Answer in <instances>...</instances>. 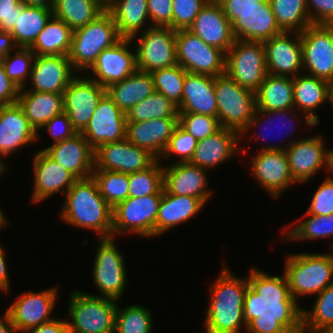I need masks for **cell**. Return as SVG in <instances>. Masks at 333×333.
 <instances>
[{"label":"cell","instance_id":"cell-1","mask_svg":"<svg viewBox=\"0 0 333 333\" xmlns=\"http://www.w3.org/2000/svg\"><path fill=\"white\" fill-rule=\"evenodd\" d=\"M282 274L271 276L251 269L243 306L248 333H303V309Z\"/></svg>","mask_w":333,"mask_h":333},{"label":"cell","instance_id":"cell-2","mask_svg":"<svg viewBox=\"0 0 333 333\" xmlns=\"http://www.w3.org/2000/svg\"><path fill=\"white\" fill-rule=\"evenodd\" d=\"M60 216L76 228L97 233L98 238L112 237L113 208L104 200L93 177L78 179L65 193Z\"/></svg>","mask_w":333,"mask_h":333},{"label":"cell","instance_id":"cell-3","mask_svg":"<svg viewBox=\"0 0 333 333\" xmlns=\"http://www.w3.org/2000/svg\"><path fill=\"white\" fill-rule=\"evenodd\" d=\"M222 269L211 284L205 330L206 333H240V328H247L243 318V306L249 285L248 278L239 279L224 265Z\"/></svg>","mask_w":333,"mask_h":333},{"label":"cell","instance_id":"cell-4","mask_svg":"<svg viewBox=\"0 0 333 333\" xmlns=\"http://www.w3.org/2000/svg\"><path fill=\"white\" fill-rule=\"evenodd\" d=\"M121 39L113 16L106 9L94 21L73 30L68 54L73 69L77 72L88 71L104 49Z\"/></svg>","mask_w":333,"mask_h":333},{"label":"cell","instance_id":"cell-5","mask_svg":"<svg viewBox=\"0 0 333 333\" xmlns=\"http://www.w3.org/2000/svg\"><path fill=\"white\" fill-rule=\"evenodd\" d=\"M284 274L290 294L297 301L299 296L317 295L333 284V260L329 253H291Z\"/></svg>","mask_w":333,"mask_h":333},{"label":"cell","instance_id":"cell-6","mask_svg":"<svg viewBox=\"0 0 333 333\" xmlns=\"http://www.w3.org/2000/svg\"><path fill=\"white\" fill-rule=\"evenodd\" d=\"M117 300L71 292L68 322L70 333H115Z\"/></svg>","mask_w":333,"mask_h":333},{"label":"cell","instance_id":"cell-7","mask_svg":"<svg viewBox=\"0 0 333 333\" xmlns=\"http://www.w3.org/2000/svg\"><path fill=\"white\" fill-rule=\"evenodd\" d=\"M214 89L221 127L241 134L255 112V92L241 87L226 73L214 77Z\"/></svg>","mask_w":333,"mask_h":333},{"label":"cell","instance_id":"cell-8","mask_svg":"<svg viewBox=\"0 0 333 333\" xmlns=\"http://www.w3.org/2000/svg\"><path fill=\"white\" fill-rule=\"evenodd\" d=\"M225 73L241 87L256 92L268 74L263 42L235 39L226 53Z\"/></svg>","mask_w":333,"mask_h":333},{"label":"cell","instance_id":"cell-9","mask_svg":"<svg viewBox=\"0 0 333 333\" xmlns=\"http://www.w3.org/2000/svg\"><path fill=\"white\" fill-rule=\"evenodd\" d=\"M162 194L128 197L112 211V237L121 233L156 236V219ZM115 235V236H114Z\"/></svg>","mask_w":333,"mask_h":333},{"label":"cell","instance_id":"cell-10","mask_svg":"<svg viewBox=\"0 0 333 333\" xmlns=\"http://www.w3.org/2000/svg\"><path fill=\"white\" fill-rule=\"evenodd\" d=\"M177 62L187 72L216 77L225 73L226 54L188 29L176 31Z\"/></svg>","mask_w":333,"mask_h":333},{"label":"cell","instance_id":"cell-11","mask_svg":"<svg viewBox=\"0 0 333 333\" xmlns=\"http://www.w3.org/2000/svg\"><path fill=\"white\" fill-rule=\"evenodd\" d=\"M139 35L135 47L138 70L151 73L178 64L175 30L148 25Z\"/></svg>","mask_w":333,"mask_h":333},{"label":"cell","instance_id":"cell-12","mask_svg":"<svg viewBox=\"0 0 333 333\" xmlns=\"http://www.w3.org/2000/svg\"><path fill=\"white\" fill-rule=\"evenodd\" d=\"M98 240L92 271L94 284L102 297L120 300L127 281L124 256L118 250L114 237Z\"/></svg>","mask_w":333,"mask_h":333},{"label":"cell","instance_id":"cell-13","mask_svg":"<svg viewBox=\"0 0 333 333\" xmlns=\"http://www.w3.org/2000/svg\"><path fill=\"white\" fill-rule=\"evenodd\" d=\"M300 37L307 75L333 81V25L311 24Z\"/></svg>","mask_w":333,"mask_h":333},{"label":"cell","instance_id":"cell-14","mask_svg":"<svg viewBox=\"0 0 333 333\" xmlns=\"http://www.w3.org/2000/svg\"><path fill=\"white\" fill-rule=\"evenodd\" d=\"M251 160V173L273 198H278L289 186L296 183L291 176L285 147L278 145L261 146Z\"/></svg>","mask_w":333,"mask_h":333},{"label":"cell","instance_id":"cell-15","mask_svg":"<svg viewBox=\"0 0 333 333\" xmlns=\"http://www.w3.org/2000/svg\"><path fill=\"white\" fill-rule=\"evenodd\" d=\"M325 139L316 135L306 139L289 140L285 153L288 158L291 176L296 183L309 182L322 168L329 171L333 149H325Z\"/></svg>","mask_w":333,"mask_h":333},{"label":"cell","instance_id":"cell-16","mask_svg":"<svg viewBox=\"0 0 333 333\" xmlns=\"http://www.w3.org/2000/svg\"><path fill=\"white\" fill-rule=\"evenodd\" d=\"M106 88L90 77L75 76L64 90V112L73 128L81 133L88 125Z\"/></svg>","mask_w":333,"mask_h":333},{"label":"cell","instance_id":"cell-17","mask_svg":"<svg viewBox=\"0 0 333 333\" xmlns=\"http://www.w3.org/2000/svg\"><path fill=\"white\" fill-rule=\"evenodd\" d=\"M157 158L127 139L100 145L94 150V170L134 173L150 167Z\"/></svg>","mask_w":333,"mask_h":333},{"label":"cell","instance_id":"cell-18","mask_svg":"<svg viewBox=\"0 0 333 333\" xmlns=\"http://www.w3.org/2000/svg\"><path fill=\"white\" fill-rule=\"evenodd\" d=\"M126 122V114L106 93L81 134L95 150L100 145L125 140Z\"/></svg>","mask_w":333,"mask_h":333},{"label":"cell","instance_id":"cell-19","mask_svg":"<svg viewBox=\"0 0 333 333\" xmlns=\"http://www.w3.org/2000/svg\"><path fill=\"white\" fill-rule=\"evenodd\" d=\"M58 287L42 290L41 292H24L7 308V313L19 333L38 327L49 322L51 313L56 305Z\"/></svg>","mask_w":333,"mask_h":333},{"label":"cell","instance_id":"cell-20","mask_svg":"<svg viewBox=\"0 0 333 333\" xmlns=\"http://www.w3.org/2000/svg\"><path fill=\"white\" fill-rule=\"evenodd\" d=\"M263 44L268 74L294 78L302 73L300 32H282L264 41Z\"/></svg>","mask_w":333,"mask_h":333},{"label":"cell","instance_id":"cell-21","mask_svg":"<svg viewBox=\"0 0 333 333\" xmlns=\"http://www.w3.org/2000/svg\"><path fill=\"white\" fill-rule=\"evenodd\" d=\"M132 39L122 38L112 47L104 49L96 62L87 71L93 74L92 80L107 88L113 83L122 81L137 70L136 49L128 50Z\"/></svg>","mask_w":333,"mask_h":333},{"label":"cell","instance_id":"cell-22","mask_svg":"<svg viewBox=\"0 0 333 333\" xmlns=\"http://www.w3.org/2000/svg\"><path fill=\"white\" fill-rule=\"evenodd\" d=\"M32 160L34 184L30 200L34 203L43 202L59 192L65 194L78 180L41 149L36 151Z\"/></svg>","mask_w":333,"mask_h":333},{"label":"cell","instance_id":"cell-23","mask_svg":"<svg viewBox=\"0 0 333 333\" xmlns=\"http://www.w3.org/2000/svg\"><path fill=\"white\" fill-rule=\"evenodd\" d=\"M188 30L225 54L235 41L232 24L217 0L206 2Z\"/></svg>","mask_w":333,"mask_h":333},{"label":"cell","instance_id":"cell-24","mask_svg":"<svg viewBox=\"0 0 333 333\" xmlns=\"http://www.w3.org/2000/svg\"><path fill=\"white\" fill-rule=\"evenodd\" d=\"M206 169L190 162L163 167V188L170 194L199 198L205 205L211 197Z\"/></svg>","mask_w":333,"mask_h":333},{"label":"cell","instance_id":"cell-25","mask_svg":"<svg viewBox=\"0 0 333 333\" xmlns=\"http://www.w3.org/2000/svg\"><path fill=\"white\" fill-rule=\"evenodd\" d=\"M38 133L25 117L18 103L0 106V165L6 170L2 157L15 153L18 148L38 141Z\"/></svg>","mask_w":333,"mask_h":333},{"label":"cell","instance_id":"cell-26","mask_svg":"<svg viewBox=\"0 0 333 333\" xmlns=\"http://www.w3.org/2000/svg\"><path fill=\"white\" fill-rule=\"evenodd\" d=\"M74 69L66 55L40 56L36 55L30 81V90L24 88L20 91H36L48 93H64L71 80L75 77Z\"/></svg>","mask_w":333,"mask_h":333},{"label":"cell","instance_id":"cell-27","mask_svg":"<svg viewBox=\"0 0 333 333\" xmlns=\"http://www.w3.org/2000/svg\"><path fill=\"white\" fill-rule=\"evenodd\" d=\"M77 179L92 177L94 150L81 133L42 149Z\"/></svg>","mask_w":333,"mask_h":333},{"label":"cell","instance_id":"cell-28","mask_svg":"<svg viewBox=\"0 0 333 333\" xmlns=\"http://www.w3.org/2000/svg\"><path fill=\"white\" fill-rule=\"evenodd\" d=\"M178 125L179 118L126 122V139L133 145L148 150L161 161V155Z\"/></svg>","mask_w":333,"mask_h":333},{"label":"cell","instance_id":"cell-29","mask_svg":"<svg viewBox=\"0 0 333 333\" xmlns=\"http://www.w3.org/2000/svg\"><path fill=\"white\" fill-rule=\"evenodd\" d=\"M235 39L264 42L284 32L278 25L269 0L259 5L257 10L243 11L232 23Z\"/></svg>","mask_w":333,"mask_h":333},{"label":"cell","instance_id":"cell-30","mask_svg":"<svg viewBox=\"0 0 333 333\" xmlns=\"http://www.w3.org/2000/svg\"><path fill=\"white\" fill-rule=\"evenodd\" d=\"M240 142L238 132L222 127L215 134L197 142L190 163L206 170L213 169L241 150Z\"/></svg>","mask_w":333,"mask_h":333},{"label":"cell","instance_id":"cell-31","mask_svg":"<svg viewBox=\"0 0 333 333\" xmlns=\"http://www.w3.org/2000/svg\"><path fill=\"white\" fill-rule=\"evenodd\" d=\"M178 111L217 117L214 77L187 72Z\"/></svg>","mask_w":333,"mask_h":333},{"label":"cell","instance_id":"cell-32","mask_svg":"<svg viewBox=\"0 0 333 333\" xmlns=\"http://www.w3.org/2000/svg\"><path fill=\"white\" fill-rule=\"evenodd\" d=\"M328 85L329 82L304 75V72L293 78L294 108L305 113L306 126L314 127L320 124L319 117L314 110L328 102Z\"/></svg>","mask_w":333,"mask_h":333},{"label":"cell","instance_id":"cell-33","mask_svg":"<svg viewBox=\"0 0 333 333\" xmlns=\"http://www.w3.org/2000/svg\"><path fill=\"white\" fill-rule=\"evenodd\" d=\"M204 206L199 198L174 195L163 189L156 219V236L189 221Z\"/></svg>","mask_w":333,"mask_h":333},{"label":"cell","instance_id":"cell-34","mask_svg":"<svg viewBox=\"0 0 333 333\" xmlns=\"http://www.w3.org/2000/svg\"><path fill=\"white\" fill-rule=\"evenodd\" d=\"M17 103L37 133L54 116L64 112L63 93L19 91Z\"/></svg>","mask_w":333,"mask_h":333},{"label":"cell","instance_id":"cell-35","mask_svg":"<svg viewBox=\"0 0 333 333\" xmlns=\"http://www.w3.org/2000/svg\"><path fill=\"white\" fill-rule=\"evenodd\" d=\"M154 91L152 75L138 69L122 81L106 88L108 96L125 114Z\"/></svg>","mask_w":333,"mask_h":333},{"label":"cell","instance_id":"cell-36","mask_svg":"<svg viewBox=\"0 0 333 333\" xmlns=\"http://www.w3.org/2000/svg\"><path fill=\"white\" fill-rule=\"evenodd\" d=\"M106 9L112 14L122 38L137 39V33L144 31L142 28L150 19L147 0H108Z\"/></svg>","mask_w":333,"mask_h":333},{"label":"cell","instance_id":"cell-37","mask_svg":"<svg viewBox=\"0 0 333 333\" xmlns=\"http://www.w3.org/2000/svg\"><path fill=\"white\" fill-rule=\"evenodd\" d=\"M256 109L275 111L294 108L293 78L267 74L255 92Z\"/></svg>","mask_w":333,"mask_h":333},{"label":"cell","instance_id":"cell-38","mask_svg":"<svg viewBox=\"0 0 333 333\" xmlns=\"http://www.w3.org/2000/svg\"><path fill=\"white\" fill-rule=\"evenodd\" d=\"M72 36L73 30L63 20L52 15L29 48L35 55L68 56Z\"/></svg>","mask_w":333,"mask_h":333},{"label":"cell","instance_id":"cell-39","mask_svg":"<svg viewBox=\"0 0 333 333\" xmlns=\"http://www.w3.org/2000/svg\"><path fill=\"white\" fill-rule=\"evenodd\" d=\"M105 10V0H56L53 15L75 30L94 21Z\"/></svg>","mask_w":333,"mask_h":333},{"label":"cell","instance_id":"cell-40","mask_svg":"<svg viewBox=\"0 0 333 333\" xmlns=\"http://www.w3.org/2000/svg\"><path fill=\"white\" fill-rule=\"evenodd\" d=\"M53 15V9L25 6L18 13L17 22L11 31L18 47H30Z\"/></svg>","mask_w":333,"mask_h":333},{"label":"cell","instance_id":"cell-41","mask_svg":"<svg viewBox=\"0 0 333 333\" xmlns=\"http://www.w3.org/2000/svg\"><path fill=\"white\" fill-rule=\"evenodd\" d=\"M279 27L284 32H303L312 22L306 0H269Z\"/></svg>","mask_w":333,"mask_h":333},{"label":"cell","instance_id":"cell-42","mask_svg":"<svg viewBox=\"0 0 333 333\" xmlns=\"http://www.w3.org/2000/svg\"><path fill=\"white\" fill-rule=\"evenodd\" d=\"M161 118H179V111L177 105L158 91H154L126 113L127 122H143Z\"/></svg>","mask_w":333,"mask_h":333},{"label":"cell","instance_id":"cell-43","mask_svg":"<svg viewBox=\"0 0 333 333\" xmlns=\"http://www.w3.org/2000/svg\"><path fill=\"white\" fill-rule=\"evenodd\" d=\"M313 309H303V333L333 331V284L316 295Z\"/></svg>","mask_w":333,"mask_h":333},{"label":"cell","instance_id":"cell-44","mask_svg":"<svg viewBox=\"0 0 333 333\" xmlns=\"http://www.w3.org/2000/svg\"><path fill=\"white\" fill-rule=\"evenodd\" d=\"M92 177L98 185L100 194L112 208L128 198L129 174L93 170Z\"/></svg>","mask_w":333,"mask_h":333},{"label":"cell","instance_id":"cell-45","mask_svg":"<svg viewBox=\"0 0 333 333\" xmlns=\"http://www.w3.org/2000/svg\"><path fill=\"white\" fill-rule=\"evenodd\" d=\"M304 216L306 221L293 226L283 234L285 241H303V240H316L322 238L333 237V214L329 215H312L307 212Z\"/></svg>","mask_w":333,"mask_h":333},{"label":"cell","instance_id":"cell-46","mask_svg":"<svg viewBox=\"0 0 333 333\" xmlns=\"http://www.w3.org/2000/svg\"><path fill=\"white\" fill-rule=\"evenodd\" d=\"M186 73L187 71L179 64L152 71L150 74L153 78L154 90L179 106L182 102Z\"/></svg>","mask_w":333,"mask_h":333},{"label":"cell","instance_id":"cell-47","mask_svg":"<svg viewBox=\"0 0 333 333\" xmlns=\"http://www.w3.org/2000/svg\"><path fill=\"white\" fill-rule=\"evenodd\" d=\"M163 189V166L159 159L150 167L129 174L128 197L162 194Z\"/></svg>","mask_w":333,"mask_h":333},{"label":"cell","instance_id":"cell-48","mask_svg":"<svg viewBox=\"0 0 333 333\" xmlns=\"http://www.w3.org/2000/svg\"><path fill=\"white\" fill-rule=\"evenodd\" d=\"M151 312L143 305L118 306L115 333H152Z\"/></svg>","mask_w":333,"mask_h":333},{"label":"cell","instance_id":"cell-49","mask_svg":"<svg viewBox=\"0 0 333 333\" xmlns=\"http://www.w3.org/2000/svg\"><path fill=\"white\" fill-rule=\"evenodd\" d=\"M34 52L29 47H17L16 54L5 56L2 61L6 75L20 88L26 87L31 77ZM27 78V80H26Z\"/></svg>","mask_w":333,"mask_h":333},{"label":"cell","instance_id":"cell-50","mask_svg":"<svg viewBox=\"0 0 333 333\" xmlns=\"http://www.w3.org/2000/svg\"><path fill=\"white\" fill-rule=\"evenodd\" d=\"M179 125L197 141L215 134L222 128L217 117L196 113H179Z\"/></svg>","mask_w":333,"mask_h":333},{"label":"cell","instance_id":"cell-51","mask_svg":"<svg viewBox=\"0 0 333 333\" xmlns=\"http://www.w3.org/2000/svg\"><path fill=\"white\" fill-rule=\"evenodd\" d=\"M197 140L178 125L161 157H169L171 154L178 155L180 158L176 162H190L197 145Z\"/></svg>","mask_w":333,"mask_h":333},{"label":"cell","instance_id":"cell-52","mask_svg":"<svg viewBox=\"0 0 333 333\" xmlns=\"http://www.w3.org/2000/svg\"><path fill=\"white\" fill-rule=\"evenodd\" d=\"M208 0H172V29H188Z\"/></svg>","mask_w":333,"mask_h":333},{"label":"cell","instance_id":"cell-53","mask_svg":"<svg viewBox=\"0 0 333 333\" xmlns=\"http://www.w3.org/2000/svg\"><path fill=\"white\" fill-rule=\"evenodd\" d=\"M312 215L333 214V178L327 177L317 188L306 211Z\"/></svg>","mask_w":333,"mask_h":333},{"label":"cell","instance_id":"cell-54","mask_svg":"<svg viewBox=\"0 0 333 333\" xmlns=\"http://www.w3.org/2000/svg\"><path fill=\"white\" fill-rule=\"evenodd\" d=\"M147 9L152 21L150 26L172 29V0H147Z\"/></svg>","mask_w":333,"mask_h":333},{"label":"cell","instance_id":"cell-55","mask_svg":"<svg viewBox=\"0 0 333 333\" xmlns=\"http://www.w3.org/2000/svg\"><path fill=\"white\" fill-rule=\"evenodd\" d=\"M42 128H46L47 132L51 134L50 136L53 137L52 144L69 139L77 133L65 112L54 116Z\"/></svg>","mask_w":333,"mask_h":333},{"label":"cell","instance_id":"cell-56","mask_svg":"<svg viewBox=\"0 0 333 333\" xmlns=\"http://www.w3.org/2000/svg\"><path fill=\"white\" fill-rule=\"evenodd\" d=\"M306 5L312 24L333 25V0H306Z\"/></svg>","mask_w":333,"mask_h":333},{"label":"cell","instance_id":"cell-57","mask_svg":"<svg viewBox=\"0 0 333 333\" xmlns=\"http://www.w3.org/2000/svg\"><path fill=\"white\" fill-rule=\"evenodd\" d=\"M26 5L21 0H0V31L11 32L17 22L18 13Z\"/></svg>","mask_w":333,"mask_h":333},{"label":"cell","instance_id":"cell-58","mask_svg":"<svg viewBox=\"0 0 333 333\" xmlns=\"http://www.w3.org/2000/svg\"><path fill=\"white\" fill-rule=\"evenodd\" d=\"M294 110H295L294 108L284 109V110H275V111H265V110L255 109V112L252 116V119L248 123L246 129L240 134V140H242V136H246L245 134H247V132L250 130L249 128H252V127H255V126L257 127L258 125H261L262 121H264L266 123L269 122V124H270V123H272L271 122L272 118H276V116H281L283 118V116H285V119L287 117V121L290 122L291 120H289L290 119L289 117H291L292 114L294 115V113H295ZM288 114L290 115L289 117H288ZM280 122H281V124H283V126L285 125L284 127H286V122H283V121H280ZM262 126H264V125H262ZM290 126L293 127L294 124H292V125L290 124L289 127H288L289 129L291 128ZM258 127L260 128V126H258ZM288 128H285V129L287 130ZM261 137H262V135L260 134V138ZM285 139H286V136H285Z\"/></svg>","mask_w":333,"mask_h":333},{"label":"cell","instance_id":"cell-59","mask_svg":"<svg viewBox=\"0 0 333 333\" xmlns=\"http://www.w3.org/2000/svg\"><path fill=\"white\" fill-rule=\"evenodd\" d=\"M231 24L243 11L257 10L265 0H217Z\"/></svg>","mask_w":333,"mask_h":333},{"label":"cell","instance_id":"cell-60","mask_svg":"<svg viewBox=\"0 0 333 333\" xmlns=\"http://www.w3.org/2000/svg\"><path fill=\"white\" fill-rule=\"evenodd\" d=\"M20 88L6 75L0 62V106L17 103Z\"/></svg>","mask_w":333,"mask_h":333},{"label":"cell","instance_id":"cell-61","mask_svg":"<svg viewBox=\"0 0 333 333\" xmlns=\"http://www.w3.org/2000/svg\"><path fill=\"white\" fill-rule=\"evenodd\" d=\"M25 333H70L68 322L54 318L38 327L28 329Z\"/></svg>","mask_w":333,"mask_h":333},{"label":"cell","instance_id":"cell-62","mask_svg":"<svg viewBox=\"0 0 333 333\" xmlns=\"http://www.w3.org/2000/svg\"><path fill=\"white\" fill-rule=\"evenodd\" d=\"M17 47L11 32L0 31V62Z\"/></svg>","mask_w":333,"mask_h":333},{"label":"cell","instance_id":"cell-63","mask_svg":"<svg viewBox=\"0 0 333 333\" xmlns=\"http://www.w3.org/2000/svg\"><path fill=\"white\" fill-rule=\"evenodd\" d=\"M4 251L5 250H3L2 246L0 245V291L8 294L10 289V280L8 278V270Z\"/></svg>","mask_w":333,"mask_h":333},{"label":"cell","instance_id":"cell-64","mask_svg":"<svg viewBox=\"0 0 333 333\" xmlns=\"http://www.w3.org/2000/svg\"><path fill=\"white\" fill-rule=\"evenodd\" d=\"M19 331L12 324L7 312L0 317V333H18Z\"/></svg>","mask_w":333,"mask_h":333},{"label":"cell","instance_id":"cell-65","mask_svg":"<svg viewBox=\"0 0 333 333\" xmlns=\"http://www.w3.org/2000/svg\"><path fill=\"white\" fill-rule=\"evenodd\" d=\"M56 0H21L26 6H39L53 9Z\"/></svg>","mask_w":333,"mask_h":333},{"label":"cell","instance_id":"cell-66","mask_svg":"<svg viewBox=\"0 0 333 333\" xmlns=\"http://www.w3.org/2000/svg\"><path fill=\"white\" fill-rule=\"evenodd\" d=\"M328 101L333 106V81L329 82V85H328Z\"/></svg>","mask_w":333,"mask_h":333},{"label":"cell","instance_id":"cell-67","mask_svg":"<svg viewBox=\"0 0 333 333\" xmlns=\"http://www.w3.org/2000/svg\"><path fill=\"white\" fill-rule=\"evenodd\" d=\"M4 212L0 209V231L2 228H4L5 225H7L8 220H6Z\"/></svg>","mask_w":333,"mask_h":333},{"label":"cell","instance_id":"cell-68","mask_svg":"<svg viewBox=\"0 0 333 333\" xmlns=\"http://www.w3.org/2000/svg\"><path fill=\"white\" fill-rule=\"evenodd\" d=\"M329 171H330V173L333 174V151H332L331 156H330ZM332 178H333V175H332Z\"/></svg>","mask_w":333,"mask_h":333},{"label":"cell","instance_id":"cell-69","mask_svg":"<svg viewBox=\"0 0 333 333\" xmlns=\"http://www.w3.org/2000/svg\"><path fill=\"white\" fill-rule=\"evenodd\" d=\"M330 250H331V252H329V254H330V257H331L332 260H333V240H332V242H331V248H330Z\"/></svg>","mask_w":333,"mask_h":333},{"label":"cell","instance_id":"cell-70","mask_svg":"<svg viewBox=\"0 0 333 333\" xmlns=\"http://www.w3.org/2000/svg\"><path fill=\"white\" fill-rule=\"evenodd\" d=\"M314 333H333V331H318V332H314Z\"/></svg>","mask_w":333,"mask_h":333},{"label":"cell","instance_id":"cell-71","mask_svg":"<svg viewBox=\"0 0 333 333\" xmlns=\"http://www.w3.org/2000/svg\"><path fill=\"white\" fill-rule=\"evenodd\" d=\"M5 169L0 165V175L3 172L4 173Z\"/></svg>","mask_w":333,"mask_h":333}]
</instances>
